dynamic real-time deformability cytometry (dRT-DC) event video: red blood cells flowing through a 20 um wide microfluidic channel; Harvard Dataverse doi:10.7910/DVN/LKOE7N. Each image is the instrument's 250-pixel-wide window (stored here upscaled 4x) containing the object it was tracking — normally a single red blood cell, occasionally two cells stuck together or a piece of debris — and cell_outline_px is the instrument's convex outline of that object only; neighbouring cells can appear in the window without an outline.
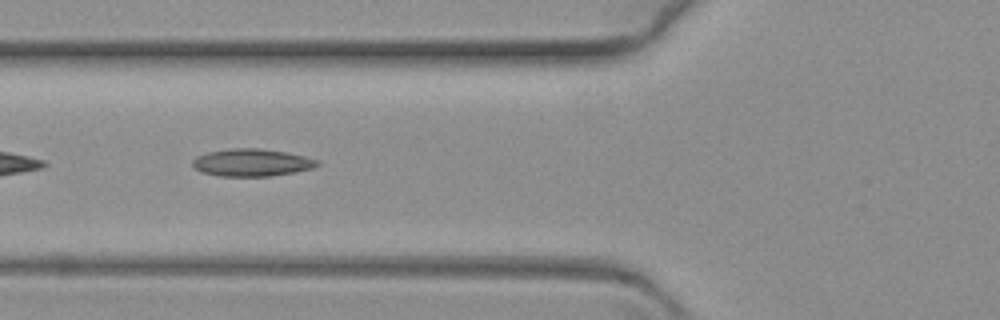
{"species": "common noctule bat (a hibernating species)", "species_latin": "Nyctalus noctula", "temperature_condition": "warm", "stored_images_in_passage": 44, "camera_frame_rate_fps": 3000, "um_per_image_px": 0.085, "animal": {"sex": "female", "body_mass_g": 19.3, "forearm_length_mm": 54.1}, "frame": {"image": 1, "passage_image": 5, "time_ms": 1.333, "image_size_px": [1000, 320], "cell_outline_px": [[320, 164], [312, 168], [296, 172], [272, 176], [220, 176], [200, 172], [192, 164], [192, 160], [196, 156], [208, 152], [228, 148], [260, 148], [284, 152], [304, 156], [320, 160]], "centroid_in_image_um": [21.4, 13.82], "position_along_channel_um": 104.4, "area_um2": 20.06}}
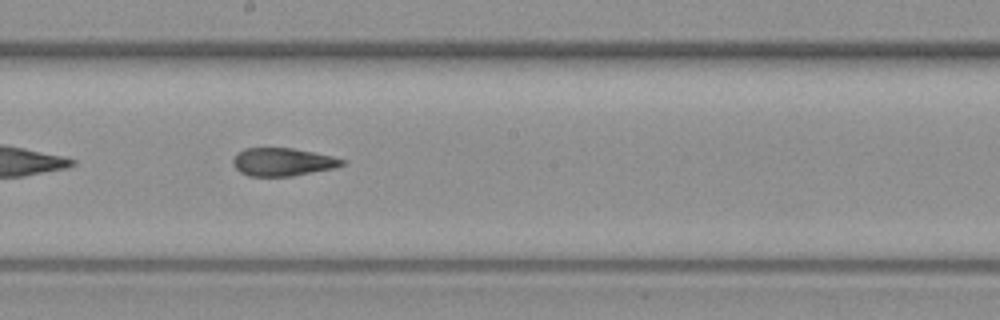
{"frame": {"image": 2, "passage_image": 16, "time_ms": 5.0, "image_size_px": [1000, 320], "cell_outline_px": [[344, 164], [332, 168], [292, 176], [248, 176], [240, 172], [232, 164], [232, 160], [236, 152], [244, 148], [292, 148], [332, 156], [344, 160]], "centroid_in_image_um": [23.95, 13.76], "position_along_channel_um": 224.3, "area_um2": 17.69}}
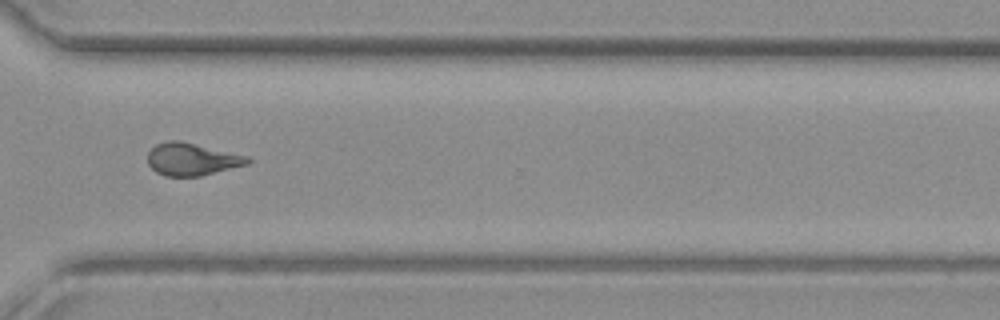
{"frame": {"image": 3, "passage_image": 28, "time_ms": 9.0, "image_size_px": [1000, 320], "cell_outline_px": [[252, 160], [248, 164], [200, 176], [164, 176], [156, 172], [148, 164], [148, 152], [156, 144], [168, 140], [180, 140], [248, 156]], "centroid_in_image_um": [16.3, 13.53], "position_along_channel_um": 354.3, "area_um2": 18.9}}